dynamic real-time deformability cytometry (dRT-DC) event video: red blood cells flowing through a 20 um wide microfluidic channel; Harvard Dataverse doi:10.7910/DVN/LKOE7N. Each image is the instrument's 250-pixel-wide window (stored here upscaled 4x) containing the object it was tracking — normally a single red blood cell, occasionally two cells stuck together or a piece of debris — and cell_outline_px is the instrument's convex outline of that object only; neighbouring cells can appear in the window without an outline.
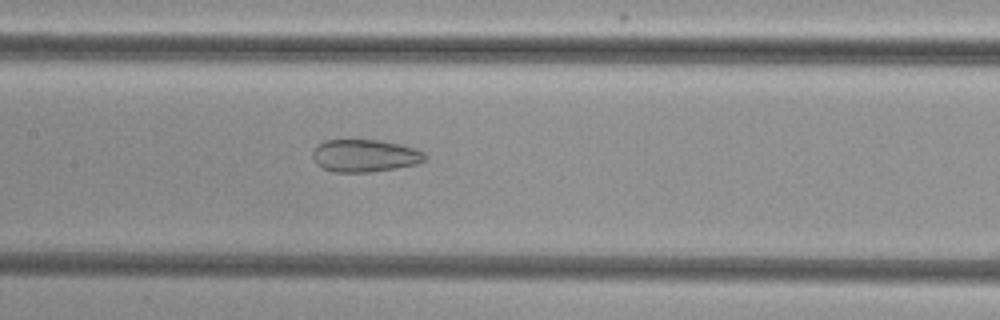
{"species": "common noctule bat (a hibernating species)", "species_latin": "Nyctalus noctula", "temperature_condition": "cold", "stored_images_in_passage": 53, "camera_frame_rate_fps": 3000, "um_per_image_px": 0.085, "animal": {"sex": "female", "body_mass_g": 29.2, "forearm_length_mm": 56.3}, "frame": {"image": 1, "passage_image": 26, "time_ms": 8.333, "image_size_px": [1000, 320], "cell_outline_px": [[428, 156], [424, 160], [416, 164], [396, 168], [368, 172], [332, 172], [316, 164], [312, 160], [312, 152], [316, 144], [324, 140], [376, 140], [400, 144], [416, 148], [424, 152]], "centroid_in_image_um": [30.98, 13.23], "position_along_channel_um": 176.4, "area_um2": 21.44}}
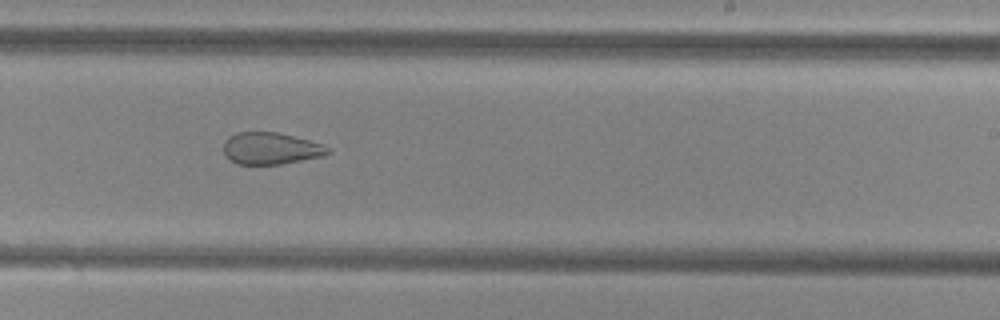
{"frame": {"image": 2, "passage_image": 33, "time_ms": 10.667, "image_size_px": [1000, 320], "cell_outline_px": [[332, 152], [324, 156], [280, 164], [236, 164], [224, 152], [224, 140], [228, 136], [236, 132], [276, 132], [324, 144], [332, 148]], "centroid_in_image_um": [23.05, 12.61], "position_along_channel_um": 265.9, "area_um2": 19.42}}
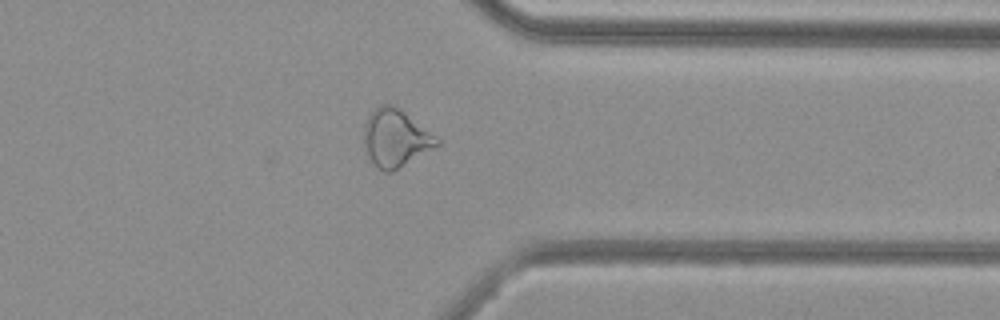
{"frame": {"image": 3, "passage_image": 42, "time_ms": 13.667, "image_size_px": [1000, 320], "cell_outline_px": [[440, 144], [392, 172], [384, 172], [376, 168], [368, 156], [364, 148], [364, 124], [368, 116], [380, 104], [392, 104], [436, 136], [440, 140]], "centroid_in_image_um": [33.58, 11.76], "position_along_channel_um": 377.8, "area_um2": 24.16}, "authors_computed_cell_mechanics": {"area_um2": 26.7614, "velocity_mm_per_s": 3.8544, "shape_relaxation_time_tau1_ms": null, "shape_relaxation_time_tau2_ms": 2.2338, "deformation_change_tau1": null, "deformation_change_tau2": 0.0911}}